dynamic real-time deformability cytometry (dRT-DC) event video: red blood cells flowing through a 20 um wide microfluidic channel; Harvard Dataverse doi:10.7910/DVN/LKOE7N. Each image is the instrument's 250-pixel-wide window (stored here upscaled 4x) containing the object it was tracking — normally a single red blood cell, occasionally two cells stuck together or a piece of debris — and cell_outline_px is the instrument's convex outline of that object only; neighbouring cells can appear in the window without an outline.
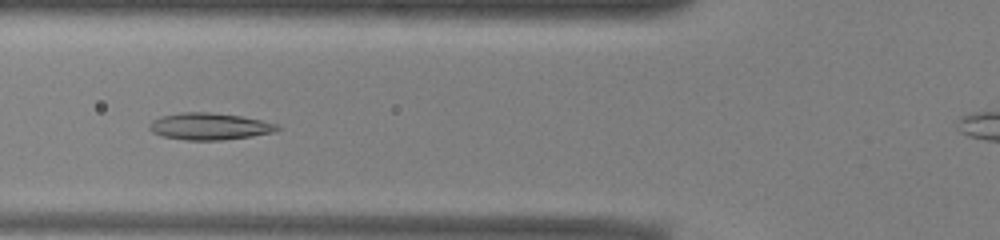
{"species": "common noctule bat (a hibernating species)", "species_latin": "Nyctalus noctula", "temperature_condition": "warm", "stored_images_in_passage": 41, "camera_frame_rate_fps": 3000, "um_per_image_px": 0.085, "animal": {"sex": "male", "body_mass_g": 13.0, "forearm_length_mm": 53.1}, "frame": {"image": 1, "passage_image": 11, "time_ms": 3.333, "image_size_px": [1000, 240], "cell_outline_px": [[280, 128], [276, 132], [252, 136], [220, 140], [188, 140], [164, 136], [152, 132], [148, 128], [148, 124], [152, 120], [160, 116], [184, 112], [208, 112], [240, 116], [260, 120], [276, 124]], "centroid_in_image_um": [17.78, 10.74], "position_along_channel_um": 108.0, "area_um2": 19.88}}
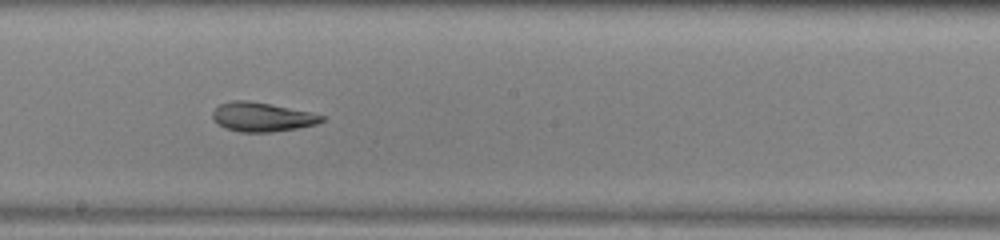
{"frame": {"image": 2, "passage_image": 20, "time_ms": 6.333, "image_size_px": [1000, 240], "cell_outline_px": [[324, 120], [316, 124], [296, 128], [272, 132], [240, 132], [224, 128], [212, 120], [212, 112], [220, 104], [232, 100], [248, 100], [308, 112], [324, 116]], "centroid_in_image_um": [22.2, 9.95], "position_along_channel_um": 226.0, "area_um2": 18.32}}
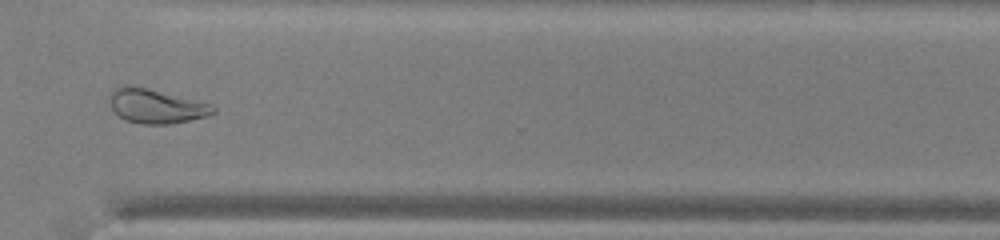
{"frame": {"image": 3, "passage_image": 30, "time_ms": 9.667, "image_size_px": [1000, 240], "cell_outline_px": [[216, 112], [208, 116], [172, 124], [140, 124], [124, 120], [112, 108], [108, 100], [108, 96], [112, 88], [124, 84], [132, 84], [212, 104], [216, 108]], "centroid_in_image_um": [13.22, 9.0], "position_along_channel_um": 357.4, "area_um2": 21.1}, "authors_computed_cell_mechanics": {"area_um2": 19.8832, "velocity_mm_per_s": 3.9405, "shape_relaxation_time_tau1_ms": null, "shape_relaxation_time_tau2_ms": 2.8307, "deformation_change_tau1": null, "deformation_change_tau2": 0.0785}}